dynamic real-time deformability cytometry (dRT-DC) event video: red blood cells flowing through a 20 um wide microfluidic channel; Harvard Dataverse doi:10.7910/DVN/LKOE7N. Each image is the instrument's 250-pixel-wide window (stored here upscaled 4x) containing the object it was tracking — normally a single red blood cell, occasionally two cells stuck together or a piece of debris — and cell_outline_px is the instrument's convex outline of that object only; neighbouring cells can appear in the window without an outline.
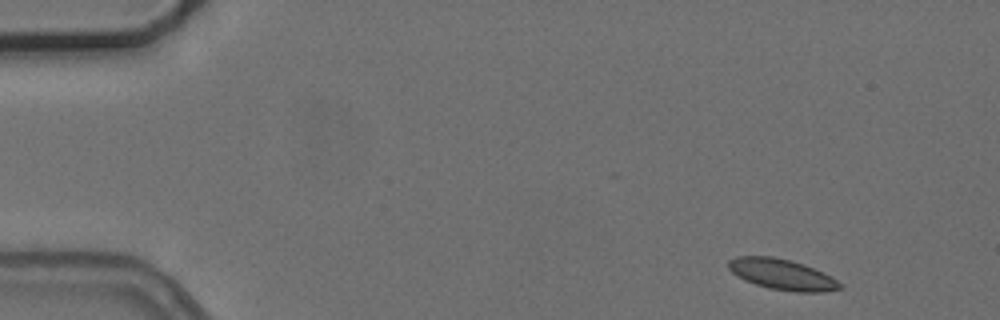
{"species": "common noctule bat (a hibernating species)", "species_latin": "Nyctalus noctula", "temperature_condition": "cold", "stored_images_in_passage": 4, "camera_frame_rate_fps": 3000, "um_per_image_px": 0.085, "animal": {"sex": "female", "body_mass_g": 24.6, "forearm_length_mm": 56.2}, "frame": {"image": 1, "passage_image": 1, "time_ms": 0.0, "image_size_px": [1000, 320], "cell_outline_px": [[844, 288], [824, 292], [796, 292], [768, 288], [744, 280], [732, 272], [728, 268], [728, 260], [736, 256], [772, 256], [792, 260], [804, 264], [836, 280]], "centroid_in_image_um": [66.44, 23.32], "position_along_channel_um": 18.6, "area_um2": 19.83}}
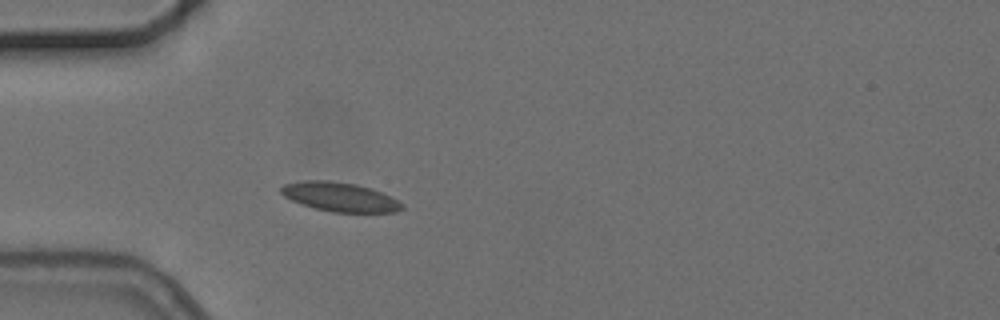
{"frame": {"image": 2, "passage_image": 4, "time_ms": 3.667, "image_size_px": [1000, 320], "cell_outline_px": [[404, 208], [396, 212], [332, 212], [300, 204], [284, 196], [280, 192], [280, 188], [284, 184], [304, 180], [328, 180], [356, 184], [372, 188], [404, 204]], "centroid_in_image_um": [28.87, 16.73], "position_along_channel_um": 56.1, "area_um2": 20.46}}